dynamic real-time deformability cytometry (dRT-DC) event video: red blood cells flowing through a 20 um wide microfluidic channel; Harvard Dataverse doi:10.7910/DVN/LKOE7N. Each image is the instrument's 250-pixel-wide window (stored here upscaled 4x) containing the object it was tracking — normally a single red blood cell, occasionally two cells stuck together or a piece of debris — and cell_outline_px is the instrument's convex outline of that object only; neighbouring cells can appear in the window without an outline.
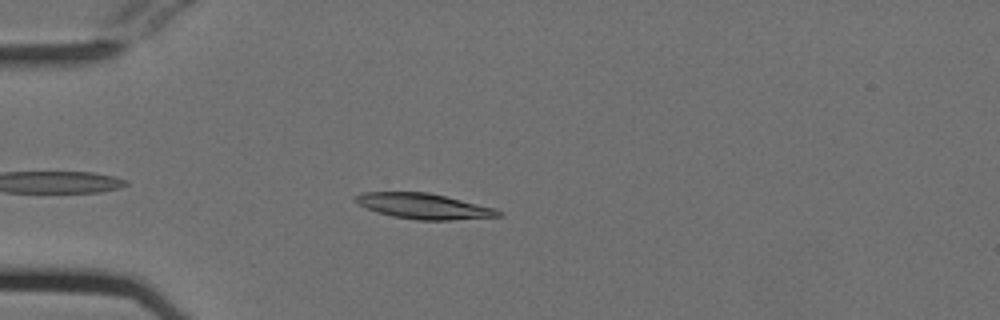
{"species": "Egyptian fruit bat (a non-hibernating species)", "species_latin": "Rousettus aegyptiacus", "temperature_condition": "cold", "stored_images_in_passage": 44, "camera_frame_rate_fps": 3000, "um_per_image_px": 0.085, "animal": {"sex": "female"}, "frame": {"image": 1, "passage_image": 5, "time_ms": 1.333, "image_size_px": [1000, 320], "cell_outline_px": [[504, 216], [448, 220], [416, 220], [392, 216], [368, 208], [352, 200], [360, 192], [428, 192], [496, 208]], "centroid_in_image_um": [36.04, 17.52], "position_along_channel_um": 49.0, "area_um2": 21.04}}
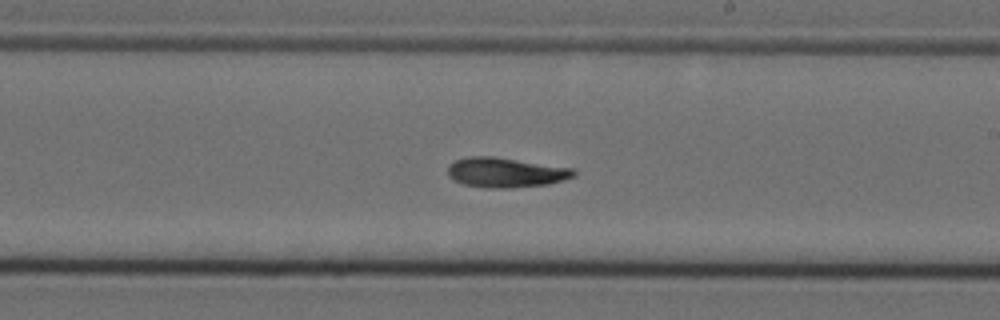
{"frame": {"image": 2, "passage_image": 22, "time_ms": 7.0, "image_size_px": [1000, 320], "cell_outline_px": [[576, 176], [564, 180], [548, 184], [512, 188], [484, 188], [464, 184], [448, 176], [448, 164], [456, 160], [472, 156], [492, 156], [572, 168], [576, 172]], "centroid_in_image_um": [42.99, 14.67], "position_along_channel_um": 246.0, "area_um2": 21.85}}
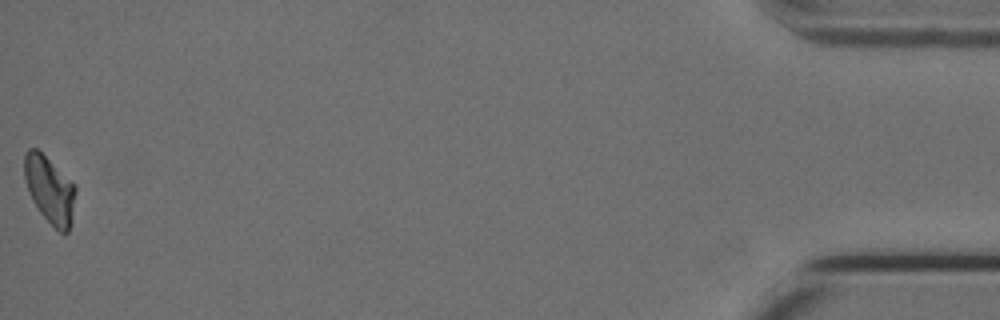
{"frame": {"image": 3, "passage_image": 44, "time_ms": 14.333, "image_size_px": [1000, 320], "cell_outline_px": [[76, 192], [72, 220], [68, 232], [64, 236], [40, 212], [32, 200], [28, 192], [24, 176], [24, 156], [28, 148], [36, 148], [76, 188]], "centroid_in_image_um": [4.21, 16.17], "position_along_channel_um": 431.0, "area_um2": 19.48}, "authors_computed_cell_mechanics": {"area_um2": 20.8947, "velocity_mm_per_s": 3.7693, "shape_relaxation_time_tau1_ms": 5.4359, "shape_relaxation_time_tau2_ms": null, "deformation_change_tau1": 0.1647, "deformation_change_tau2": null}}